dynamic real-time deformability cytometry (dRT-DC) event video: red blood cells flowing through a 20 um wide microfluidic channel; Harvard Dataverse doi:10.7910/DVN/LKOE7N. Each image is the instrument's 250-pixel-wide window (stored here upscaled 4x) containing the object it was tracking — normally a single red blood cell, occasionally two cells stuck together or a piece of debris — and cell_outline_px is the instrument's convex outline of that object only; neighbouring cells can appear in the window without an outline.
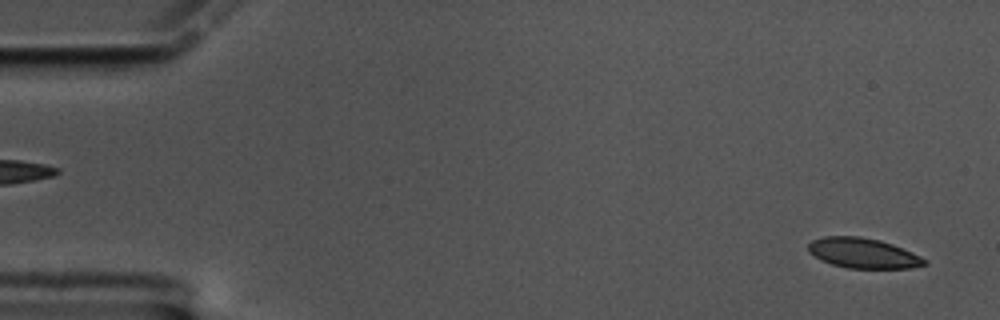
{"species": "common noctule bat (a hibernating species)", "species_latin": "Nyctalus noctula", "temperature_condition": "cold", "stored_images_in_passage": 59, "camera_frame_rate_fps": 3000, "um_per_image_px": 0.085, "animal": {"sex": "male", "body_mass_g": 17.5, "forearm_length_mm": 52.3}, "frame": {"image": 1, "passage_image": 2, "time_ms": 0.333, "image_size_px": [1000, 320], "cell_outline_px": [[928, 264], [908, 268], [848, 268], [832, 264], [820, 260], [808, 252], [808, 244], [812, 240], [824, 236], [860, 236], [880, 240], [892, 244], [912, 252], [928, 260]], "centroid_in_image_um": [73.35, 21.51], "position_along_channel_um": 11.7, "area_um2": 20.46}}
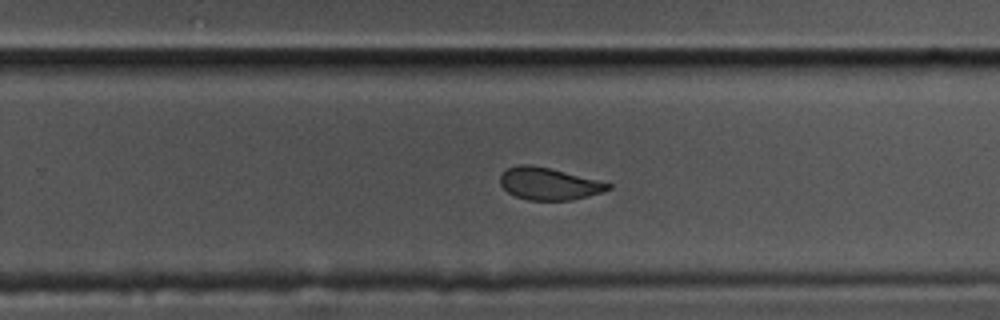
{"frame": {"image": 2, "passage_image": 37, "time_ms": 12.0, "image_size_px": [1000, 320], "cell_outline_px": [[612, 188], [604, 192], [572, 200], [528, 200], [516, 196], [508, 192], [500, 184], [500, 176], [508, 168], [520, 164], [532, 164], [612, 184]], "centroid_in_image_um": [46.65, 15.63], "position_along_channel_um": 283.2, "area_um2": 20.0}}
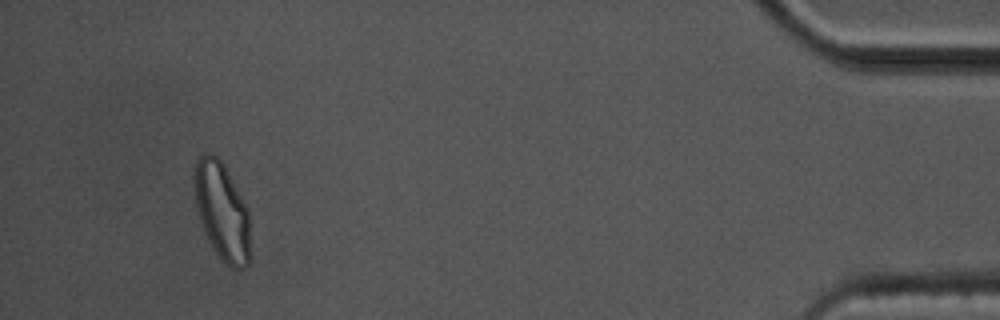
{"frame": {"image": 3, "passage_image": 55, "time_ms": 18.0, "image_size_px": [1000, 320], "cell_outline_px": [[252, 256], [248, 264], [244, 268], [232, 268], [224, 264], [212, 248], [204, 232], [200, 220], [196, 204], [196, 160], [204, 152], [208, 152], [216, 156], [220, 160], [248, 208]], "centroid_in_image_um": [18.92, 18.07], "position_along_channel_um": 416.3, "area_um2": 31.73}, "authors_computed_cell_mechanics": {"area_um2": 21.7328, "velocity_mm_per_s": 3.3778, "shape_relaxation_time_tau1_ms": 9.4265, "shape_relaxation_time_tau2_ms": 0.6809, "deformation_change_tau1": 0.1796, "deformation_change_tau2": 0.0455}}